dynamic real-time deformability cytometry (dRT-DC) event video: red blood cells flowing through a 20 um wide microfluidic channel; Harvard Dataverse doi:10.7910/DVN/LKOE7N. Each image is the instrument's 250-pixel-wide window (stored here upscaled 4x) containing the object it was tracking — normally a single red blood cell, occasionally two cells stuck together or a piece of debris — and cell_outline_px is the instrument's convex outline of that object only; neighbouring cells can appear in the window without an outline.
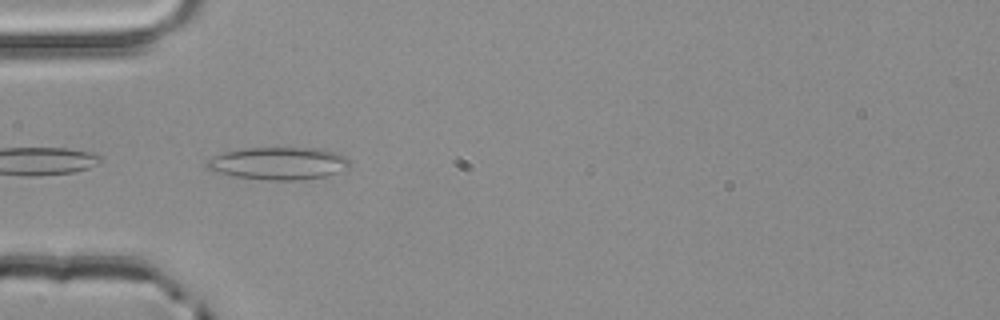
{"species": "common noctule bat (a hibernating species)", "species_latin": "Nyctalus noctula", "temperature_condition": "room temperature", "stored_images_in_passage": 4, "segment_of_instrument_passage": [2, 2], "camera_frame_rate_fps": 3000, "um_per_image_px": 0.085, "animal": {"sex": "male", "body_mass_g": 20.4}, "frame": {"image": 1, "passage_image": 3, "time_ms": 0.667, "image_size_px": [1000, 320], "cell_outline_px": [[348, 168], [328, 176], [296, 180], [268, 180], [232, 176], [212, 172], [208, 168], [208, 160], [212, 156], [220, 152], [240, 148], [324, 148], [340, 152], [348, 160]], "centroid_in_image_um": [23.66, 13.87], "position_along_channel_um": 61.3, "area_um2": 27.46}}
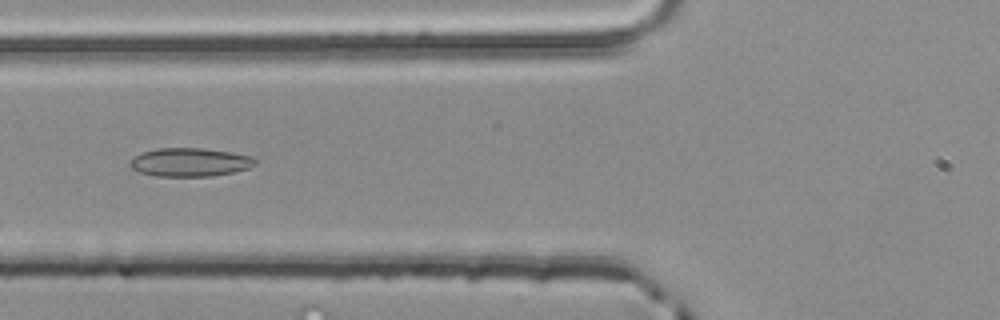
{"frame": {"image": 2, "passage_image": 4, "time_ms": 1.0, "image_size_px": [1000, 320], "cell_outline_px": [[260, 160], [256, 164], [248, 168], [232, 172], [212, 176], [156, 176], [140, 172], [132, 168], [128, 164], [128, 160], [132, 156], [140, 152], [156, 148], [204, 148], [232, 152], [252, 156]], "centroid_in_image_um": [16.12, 13.77], "position_along_channel_um": 109.7, "area_um2": 21.15}}